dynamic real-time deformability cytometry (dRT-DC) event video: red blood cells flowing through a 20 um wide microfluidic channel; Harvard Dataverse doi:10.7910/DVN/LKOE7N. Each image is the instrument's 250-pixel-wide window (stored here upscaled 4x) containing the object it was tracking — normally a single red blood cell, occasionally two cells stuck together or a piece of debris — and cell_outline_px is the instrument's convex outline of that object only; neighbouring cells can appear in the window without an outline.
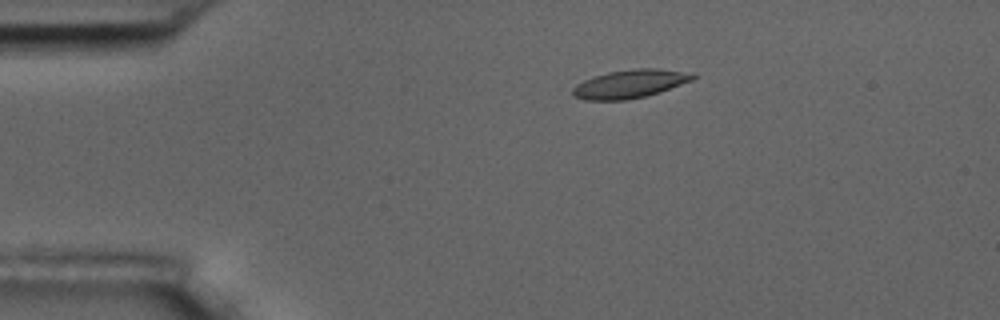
{"species": "common noctule bat (a hibernating species)", "species_latin": "Nyctalus noctula", "temperature_condition": "room temperature", "stored_images_in_passage": 3, "camera_frame_rate_fps": 3000, "um_per_image_px": 0.085, "animal": {"sex": "male", "body_mass_g": 17.5, "forearm_length_mm": 52.3}, "frame": {"image": 1, "passage_image": 2, "time_ms": 1.0, "image_size_px": [1000, 320], "cell_outline_px": [[696, 76], [692, 80], [660, 92], [644, 96], [624, 100], [584, 100], [572, 96], [572, 88], [576, 84], [592, 76], [608, 72], [636, 68], [660, 68], [696, 72]], "centroid_in_image_um": [53.56, 7.11], "position_along_channel_um": 31.4, "area_um2": 20.11}}